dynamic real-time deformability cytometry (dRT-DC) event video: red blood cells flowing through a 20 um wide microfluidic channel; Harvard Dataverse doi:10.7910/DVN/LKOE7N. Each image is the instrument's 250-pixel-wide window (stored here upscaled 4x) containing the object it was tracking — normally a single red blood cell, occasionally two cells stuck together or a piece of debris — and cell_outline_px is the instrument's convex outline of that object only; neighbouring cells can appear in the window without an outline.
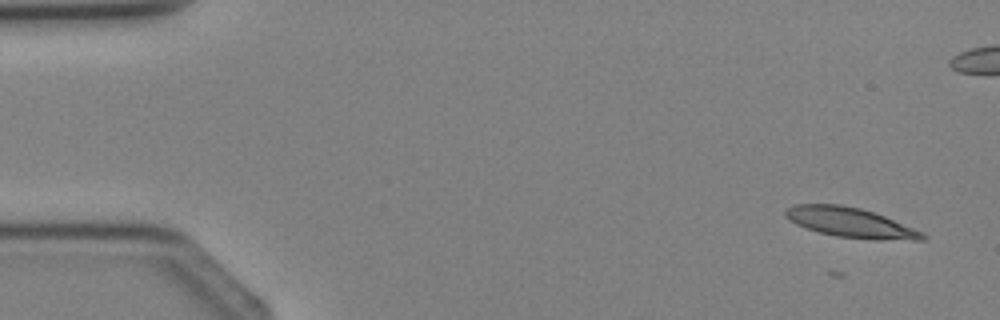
{"species": "Egyptian fruit bat (a non-hibernating species)", "species_latin": "Rousettus aegyptiacus", "temperature_condition": "cold", "stored_images_in_passage": 5, "camera_frame_rate_fps": 3000, "um_per_image_px": 0.085, "animal": {"sex": "female"}, "frame": {"image": 1, "passage_image": 2, "time_ms": 1.0, "image_size_px": [1000, 320], "cell_outline_px": [[928, 236], [924, 240], [880, 240], [836, 236], [820, 232], [796, 224], [784, 212], [792, 204], [840, 204], [860, 208], [884, 216], [924, 232]], "centroid_in_image_um": [72.35, 18.92], "position_along_channel_um": 12.6, "area_um2": 23.52}}